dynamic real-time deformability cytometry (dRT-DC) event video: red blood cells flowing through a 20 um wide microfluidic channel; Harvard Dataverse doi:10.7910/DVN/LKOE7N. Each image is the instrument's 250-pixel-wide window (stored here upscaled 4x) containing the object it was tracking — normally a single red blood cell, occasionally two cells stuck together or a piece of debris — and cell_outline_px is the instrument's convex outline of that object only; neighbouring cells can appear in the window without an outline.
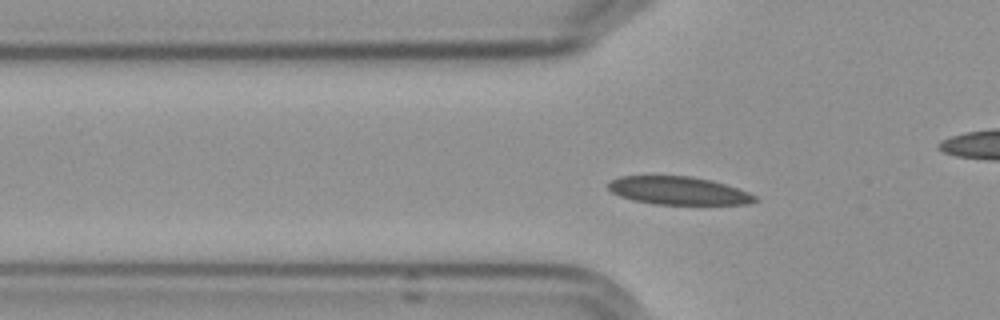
{"species": "Egyptian fruit bat (a non-hibernating species)", "species_latin": "Rousettus aegyptiacus", "temperature_condition": "cold", "stored_images_in_passage": 43, "camera_frame_rate_fps": 3000, "um_per_image_px": 0.085, "frame": {"image": 1, "passage_image": 4, "time_ms": 1.0, "image_size_px": [1000, 320], "cell_outline_px": [[760, 200], [748, 204], [652, 204], [632, 200], [620, 196], [612, 192], [608, 188], [608, 184], [612, 180], [620, 176], [692, 176], [712, 180], [748, 192], [756, 196]], "centroid_in_image_um": [57.67, 16.21], "position_along_channel_um": 68.1, "area_um2": 23.93}}
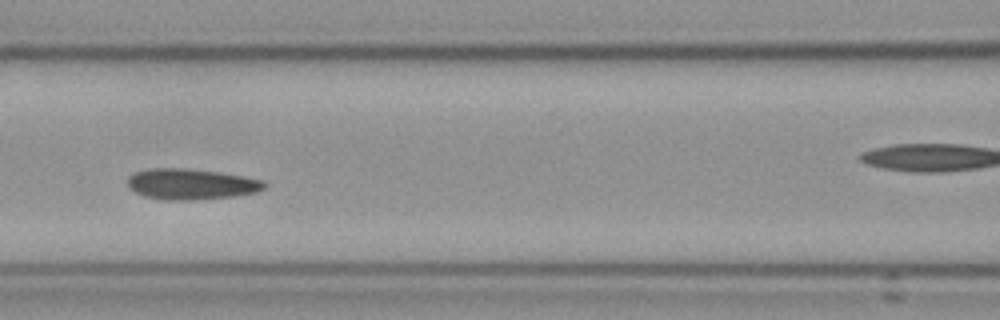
{"frame": {"image": 2, "passage_image": 11, "time_ms": 3.333, "image_size_px": [1000, 320], "cell_outline_px": [[268, 184], [264, 188], [256, 192], [236, 196], [192, 200], [164, 200], [144, 196], [128, 188], [128, 176], [136, 172], [148, 168], [180, 168], [220, 172], [244, 176], [264, 180]], "centroid_in_image_um": [16.26, 15.65], "position_along_channel_um": 150.3, "area_um2": 24.68}}
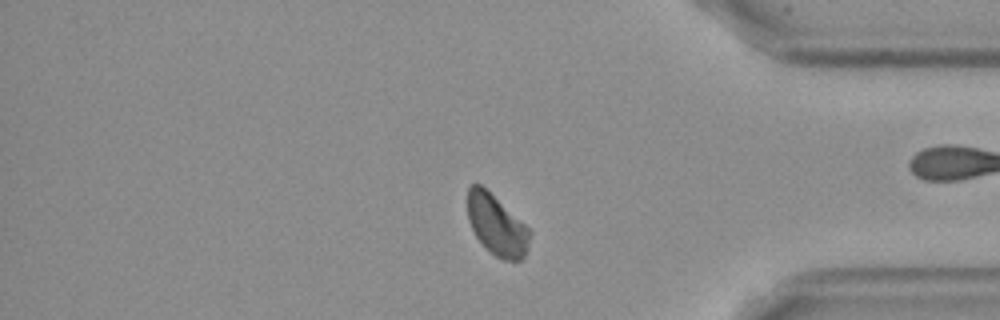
{"frame": {"image": 3, "passage_image": 33, "time_ms": 10.667, "image_size_px": [1000, 320], "cell_outline_px": [[532, 232], [528, 248], [524, 256], [520, 260], [500, 260], [476, 236], [468, 220], [468, 188], [472, 184], [480, 184], [524, 224]], "centroid_in_image_um": [42.23, 19.15], "position_along_channel_um": 393.0, "area_um2": 21.39}, "authors_computed_cell_mechanics": {"area_um2": 23.8714, "velocity_mm_per_s": 3.5655, "shape_relaxation_time_tau1_ms": 3.6558, "shape_relaxation_time_tau2_ms": 2.5004, "deformation_change_tau1": 0.0786, "deformation_change_tau2": 0.047}}